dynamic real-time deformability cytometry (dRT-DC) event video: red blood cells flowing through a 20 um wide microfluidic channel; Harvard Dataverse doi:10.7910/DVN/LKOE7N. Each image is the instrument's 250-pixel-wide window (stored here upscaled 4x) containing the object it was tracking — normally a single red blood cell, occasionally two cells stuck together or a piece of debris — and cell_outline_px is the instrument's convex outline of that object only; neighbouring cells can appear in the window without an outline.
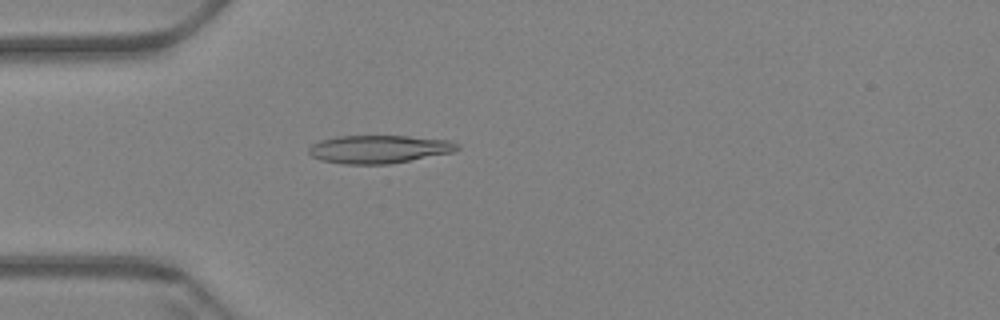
{"species": "Egyptian fruit bat (a non-hibernating species)", "species_latin": "Rousettus aegyptiacus", "temperature_condition": "warm", "stored_images_in_passage": 61, "camera_frame_rate_fps": 3000, "um_per_image_px": 0.085, "animal": {"sex": "female"}, "frame": {"image": 1, "passage_image": 18, "time_ms": 5.667, "image_size_px": [1000, 320], "cell_outline_px": [[460, 148], [452, 152], [388, 164], [344, 164], [320, 160], [312, 156], [308, 152], [308, 148], [312, 144], [320, 140], [336, 136], [408, 136], [448, 140], [460, 144]], "centroid_in_image_um": [32.18, 12.67], "position_along_channel_um": 52.8, "area_um2": 24.22}}
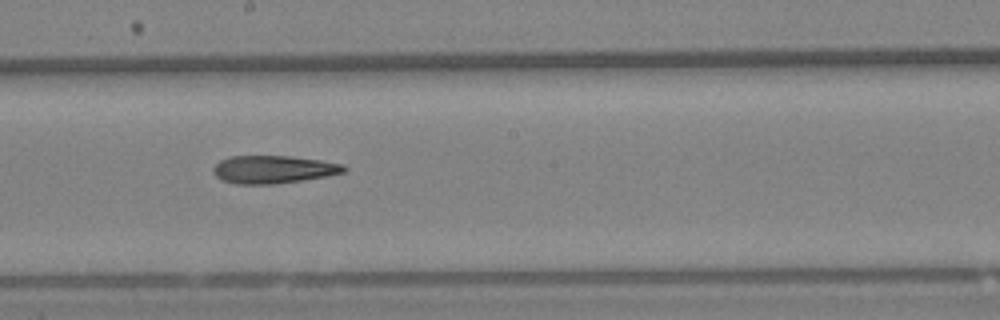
{"frame": {"image": 2, "passage_image": 34, "time_ms": 11.0, "image_size_px": [1000, 320], "cell_outline_px": [[348, 168], [344, 172], [324, 176], [300, 180], [272, 184], [236, 184], [220, 180], [212, 172], [212, 168], [220, 160], [228, 156], [288, 156], [320, 160], [344, 164]], "centroid_in_image_um": [23.18, 14.39], "position_along_channel_um": 225.0, "area_um2": 21.15}}
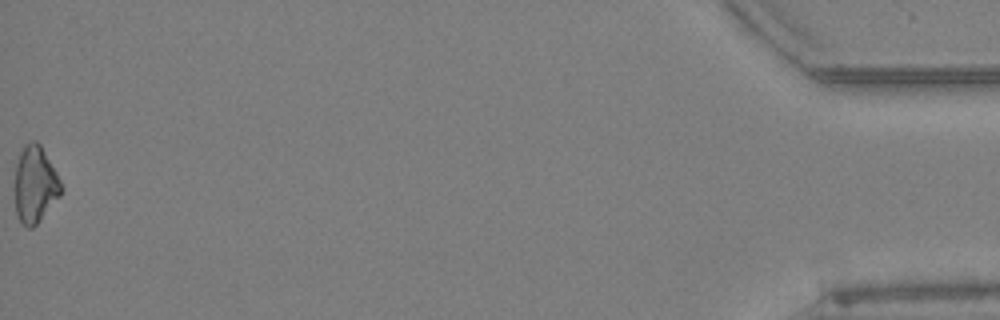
{"frame": {"image": 3, "passage_image": 61, "time_ms": 20.0, "image_size_px": [1000, 320], "cell_outline_px": [[64, 188], [60, 196], [36, 224], [32, 228], [28, 228], [20, 220], [16, 212], [16, 164], [20, 152], [24, 144], [32, 140], [36, 140], [40, 144], [56, 172]], "centroid_in_image_um": [3.0, 15.65], "position_along_channel_um": 432.2, "area_um2": 20.4}}